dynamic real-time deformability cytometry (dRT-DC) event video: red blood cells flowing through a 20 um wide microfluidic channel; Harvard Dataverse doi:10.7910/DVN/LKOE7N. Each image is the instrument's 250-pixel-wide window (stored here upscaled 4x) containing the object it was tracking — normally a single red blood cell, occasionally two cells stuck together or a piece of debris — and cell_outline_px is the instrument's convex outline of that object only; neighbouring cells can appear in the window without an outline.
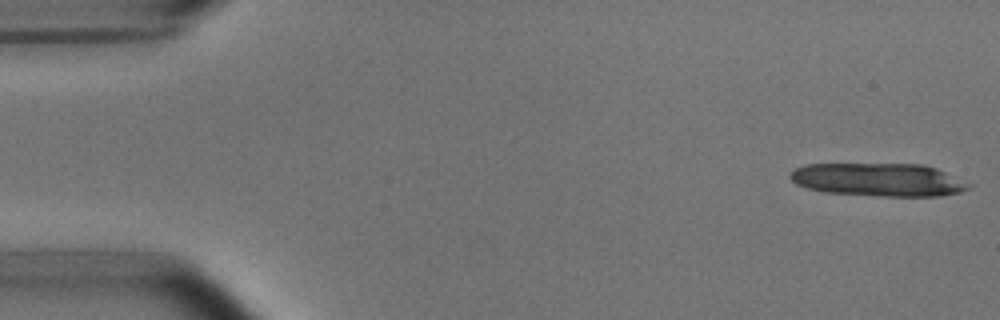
{"species": "common noctule bat (a hibernating species)", "species_latin": "Nyctalus noctula", "temperature_condition": "room temperature", "stored_images_in_passage": 13, "camera_frame_rate_fps": 3000, "um_per_image_px": 0.085, "animal": {"sex": "male", "body_mass_g": 15.6}, "frame": {"image": 1, "passage_image": 1, "time_ms": 0.0, "image_size_px": [1000, 320], "cell_outline_px": [[972, 188], [960, 192], [940, 196], [880, 196], [824, 192], [808, 188], [796, 184], [788, 176], [796, 168], [804, 164], [920, 164], [936, 168], [972, 184]], "centroid_in_image_um": [74.69, 15.28], "position_along_channel_um": 10.3, "area_um2": 34.51}}